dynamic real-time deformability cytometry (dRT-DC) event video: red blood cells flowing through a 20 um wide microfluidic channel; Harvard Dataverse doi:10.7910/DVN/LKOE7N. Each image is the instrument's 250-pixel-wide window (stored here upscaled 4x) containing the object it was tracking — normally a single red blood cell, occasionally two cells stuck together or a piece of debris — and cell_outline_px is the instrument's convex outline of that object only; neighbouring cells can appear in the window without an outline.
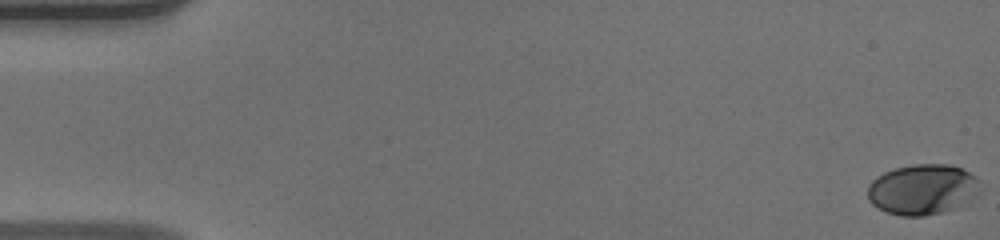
{"species": "human", "species_latin": "Homo sapiens", "temperature_condition": "warm", "stored_images_in_passage": 54, "camera_frame_rate_fps": 3000, "um_per_image_px": 0.085, "donor": {"sex": "male"}, "frame": {"image": 1, "passage_image": 1, "time_ms": 0.0, "image_size_px": [1000, 240], "cell_outline_px": [[980, 196], [944, 212], [924, 216], [900, 216], [888, 212], [872, 204], [868, 200], [868, 184], [876, 176], [884, 172], [896, 168], [912, 164], [948, 164], [960, 168], [976, 176], [980, 180]], "centroid_in_image_um": [78.44, 16.1], "position_along_channel_um": 6.6, "area_um2": 33.41}}
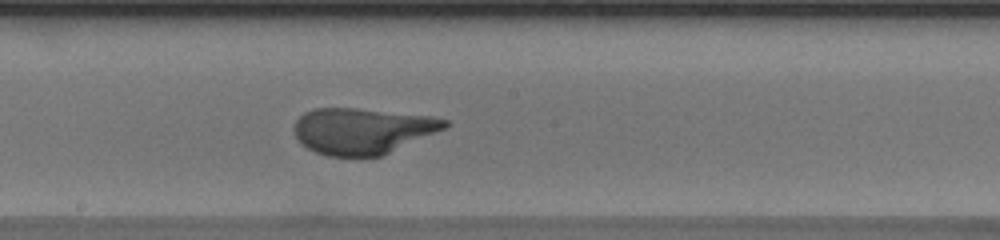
{"frame": {"image": 2, "passage_image": 31, "time_ms": 10.0, "image_size_px": [1000, 240], "cell_outline_px": [[448, 128], [380, 156], [328, 156], [316, 152], [308, 148], [296, 136], [296, 120], [304, 112], [312, 108], [356, 108], [432, 116], [448, 120]], "centroid_in_image_um": [30.85, 11.11], "position_along_channel_um": 217.4, "area_um2": 40.17}}
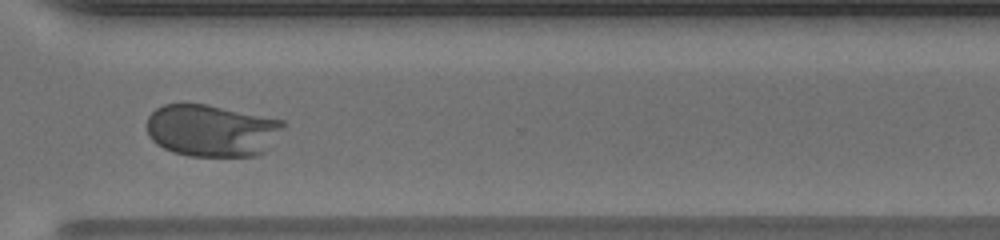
{"frame": {"image": 3, "passage_image": 41, "time_ms": 13.333, "image_size_px": [1000, 240], "cell_outline_px": [[288, 124], [264, 152], [256, 156], [188, 156], [172, 152], [156, 144], [148, 136], [148, 116], [156, 108], [164, 104], [208, 104], [284, 120]], "centroid_in_image_um": [18.02, 11.09], "position_along_channel_um": 352.6, "area_um2": 41.79}}